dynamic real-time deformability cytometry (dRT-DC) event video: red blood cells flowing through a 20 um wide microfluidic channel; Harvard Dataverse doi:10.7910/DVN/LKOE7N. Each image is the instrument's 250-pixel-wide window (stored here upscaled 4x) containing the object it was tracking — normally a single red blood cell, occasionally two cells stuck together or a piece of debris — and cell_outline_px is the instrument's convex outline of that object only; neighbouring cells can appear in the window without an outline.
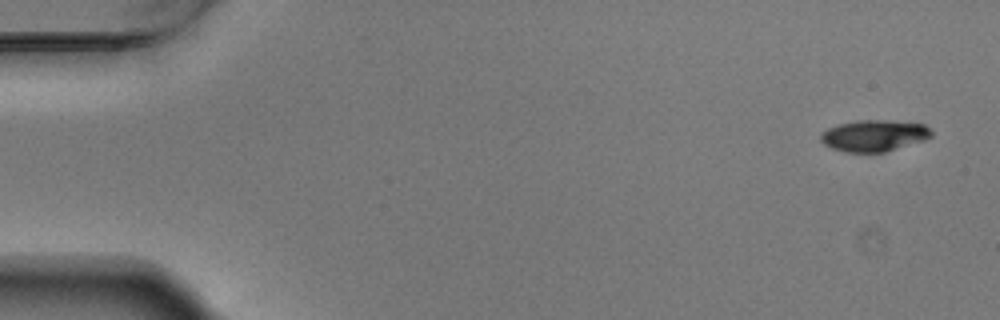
{"species": "Egyptian fruit bat (a non-hibernating species)", "species_latin": "Rousettus aegyptiacus", "temperature_condition": "warm", "stored_images_in_passage": 5, "camera_frame_rate_fps": 3000, "um_per_image_px": 0.085, "animal": {"sex": "male"}, "frame": {"image": 1, "passage_image": 1, "time_ms": 0.0, "image_size_px": [1000, 320], "cell_outline_px": [[932, 136], [924, 140], [884, 152], [844, 152], [832, 148], [824, 144], [820, 140], [820, 132], [836, 124], [856, 120], [888, 120], [924, 124], [932, 132]], "centroid_in_image_um": [74.25, 11.52], "position_along_channel_um": 10.8, "area_um2": 20.35}}
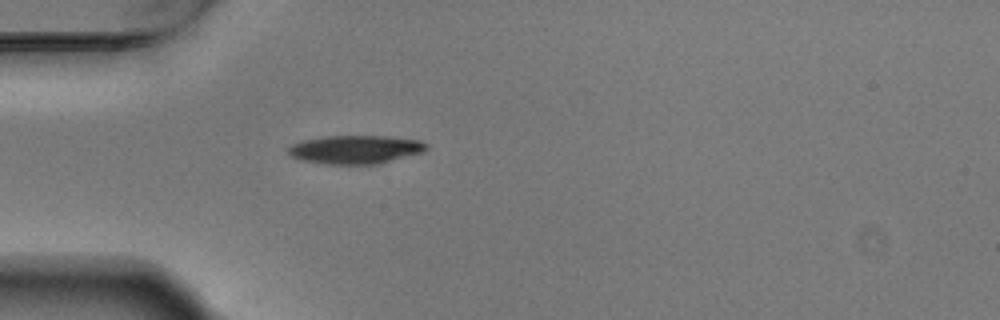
{"frame": {"image": 2, "passage_image": 5, "time_ms": 1.333, "image_size_px": [1000, 320], "cell_outline_px": [[428, 148], [424, 152], [380, 164], [324, 164], [300, 160], [292, 156], [288, 152], [288, 148], [292, 144], [304, 140], [324, 136], [384, 136], [420, 140], [428, 144]], "centroid_in_image_um": [30.24, 12.71], "position_along_channel_um": 54.8, "area_um2": 23.06}}